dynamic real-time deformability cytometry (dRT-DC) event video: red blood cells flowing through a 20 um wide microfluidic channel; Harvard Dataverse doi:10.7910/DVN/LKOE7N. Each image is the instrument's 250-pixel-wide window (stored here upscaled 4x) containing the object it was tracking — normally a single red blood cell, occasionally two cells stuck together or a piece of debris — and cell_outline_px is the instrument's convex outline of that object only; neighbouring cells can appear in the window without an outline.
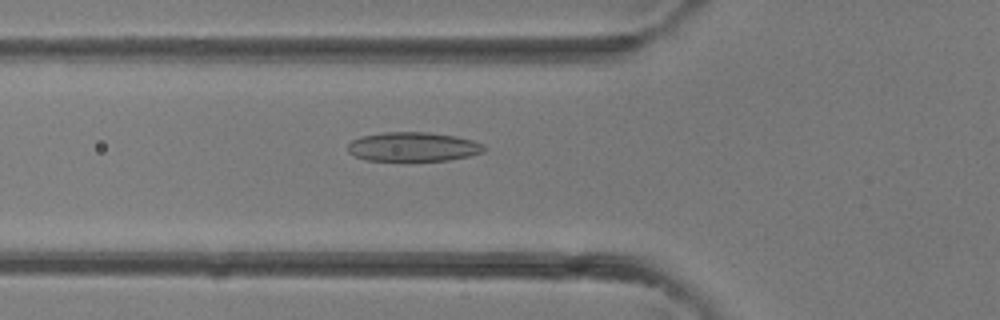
{"species": "common noctule bat (a hibernating species)", "species_latin": "Nyctalus noctula", "temperature_condition": "room temperature", "stored_images_in_passage": 31, "camera_frame_rate_fps": 3000, "um_per_image_px": 0.085, "animal": {"sex": "female"}, "frame": {"image": 1, "passage_image": 6, "time_ms": 1.667, "image_size_px": [1000, 320], "cell_outline_px": [[488, 148], [484, 152], [472, 156], [448, 160], [368, 160], [352, 156], [348, 152], [348, 144], [352, 140], [360, 136], [384, 132], [428, 132], [456, 136], [472, 140], [484, 144]], "centroid_in_image_um": [35.14, 12.47], "position_along_channel_um": 90.7, "area_um2": 23.41}}
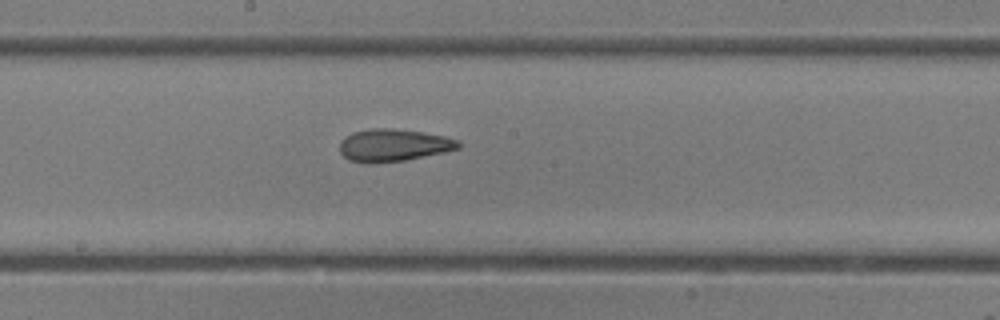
{"frame": {"image": 2, "passage_image": 13, "time_ms": 4.0, "image_size_px": [1000, 320], "cell_outline_px": [[460, 148], [444, 152], [404, 160], [372, 164], [368, 164], [348, 160], [340, 152], [340, 140], [344, 136], [352, 132], [372, 128], [392, 128], [424, 132], [444, 136], [460, 140]], "centroid_in_image_um": [33.41, 12.34], "position_along_channel_um": 214.8, "area_um2": 22.66}}
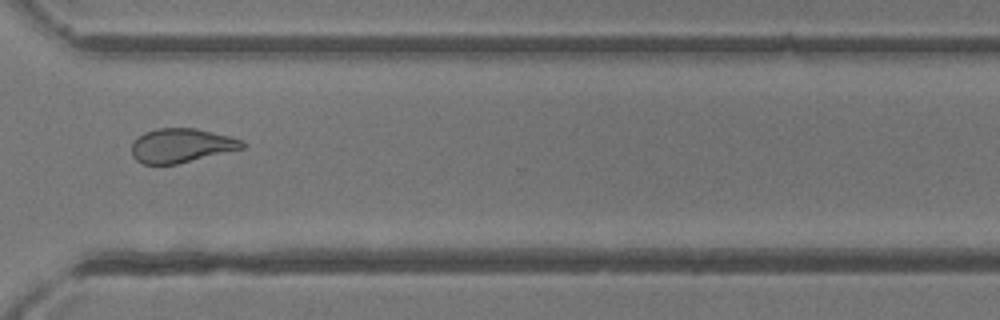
{"frame": {"image": 3, "passage_image": 21, "time_ms": 6.667, "image_size_px": [1000, 320], "cell_outline_px": [[244, 148], [176, 164], [144, 164], [136, 160], [132, 156], [132, 144], [144, 132], [156, 128], [196, 128], [228, 136], [240, 140], [244, 144]], "centroid_in_image_um": [15.38, 12.37], "position_along_channel_um": 355.2, "area_um2": 21.68}}